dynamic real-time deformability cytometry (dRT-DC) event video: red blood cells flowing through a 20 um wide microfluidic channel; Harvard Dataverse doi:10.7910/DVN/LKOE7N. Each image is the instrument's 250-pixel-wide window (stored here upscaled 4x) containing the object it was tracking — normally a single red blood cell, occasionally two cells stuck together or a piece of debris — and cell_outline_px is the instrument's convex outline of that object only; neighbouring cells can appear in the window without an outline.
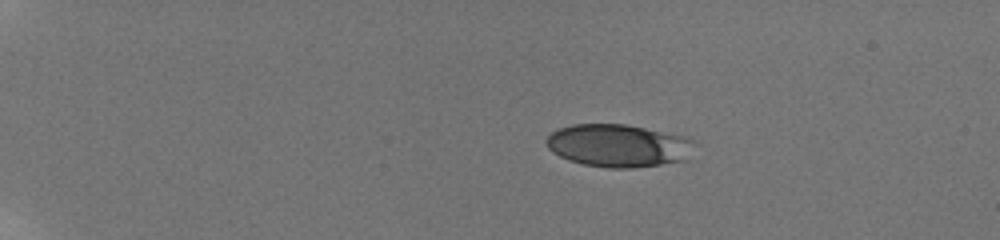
{"species": "human", "species_latin": "Homo sapiens", "temperature_condition": "room temperature", "stored_images_in_passage": 47, "camera_frame_rate_fps": 3000, "um_per_image_px": 0.085, "donor": {"sex": "male"}, "frame": {"image": 1, "passage_image": 1, "time_ms": 0.0, "image_size_px": [1000, 240], "cell_outline_px": [[700, 144], [684, 160], [660, 164], [632, 168], [608, 168], [584, 164], [568, 160], [552, 152], [544, 144], [544, 140], [552, 132], [560, 128], [572, 124], [624, 124], [688, 136]], "centroid_in_image_um": [52.6, 12.37], "position_along_channel_um": 32.4, "area_um2": 37.34}}
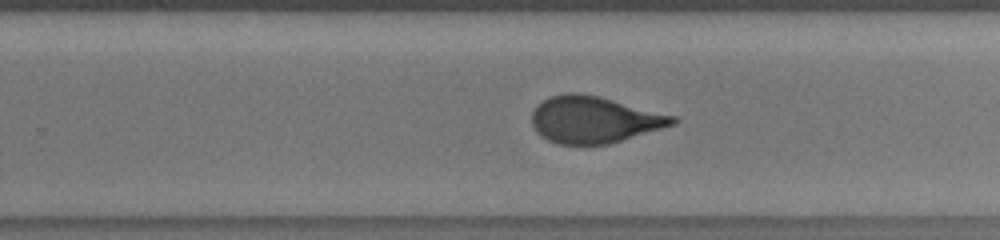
{"frame": {"image": 2, "passage_image": 29, "time_ms": 9.333, "image_size_px": [1000, 240], "cell_outline_px": [[680, 120], [676, 124], [608, 144], [560, 144], [548, 140], [540, 136], [536, 132], [532, 124], [532, 112], [536, 104], [548, 96], [564, 92], [580, 92], [600, 96], [676, 116]], "centroid_in_image_um": [50.48, 10.14], "position_along_channel_um": 279.3, "area_um2": 38.67}}
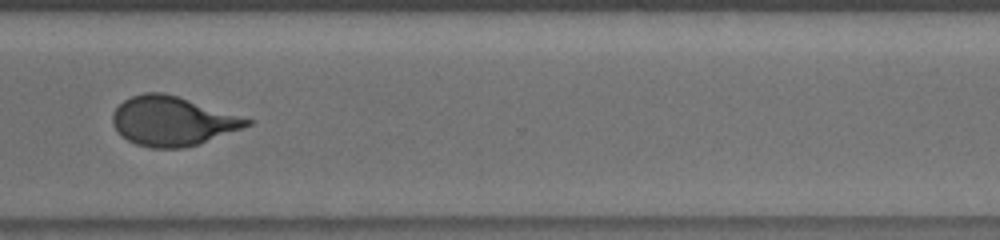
{"frame": {"image": 3, "passage_image": 34, "time_ms": 11.333, "image_size_px": [1000, 240], "cell_outline_px": [[252, 124], [196, 144], [184, 148], [148, 148], [136, 144], [128, 140], [112, 124], [112, 116], [116, 108], [124, 100], [132, 96], [144, 92], [164, 92], [252, 120]], "centroid_in_image_um": [14.6, 10.29], "position_along_channel_um": 356.0, "area_um2": 37.74}}